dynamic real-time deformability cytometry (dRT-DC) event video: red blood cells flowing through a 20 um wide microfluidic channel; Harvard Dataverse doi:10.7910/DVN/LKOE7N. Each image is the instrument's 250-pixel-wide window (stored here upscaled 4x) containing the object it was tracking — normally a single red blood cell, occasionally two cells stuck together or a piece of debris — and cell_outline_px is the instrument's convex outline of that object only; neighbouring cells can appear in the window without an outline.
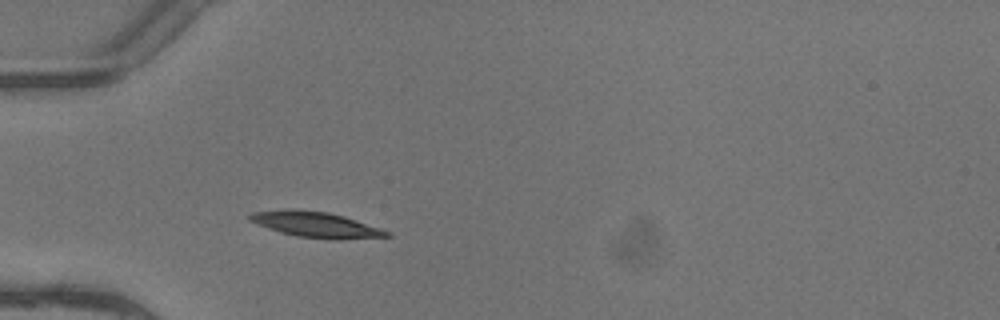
{"species": "common noctule bat (a hibernating species)", "species_latin": "Nyctalus noctula", "temperature_condition": "warm", "stored_images_in_passage": 3, "camera_frame_rate_fps": 3000, "um_per_image_px": 0.085, "animal": {"sex": "female"}, "frame": {"image": 1, "passage_image": 3, "time_ms": 0.667, "image_size_px": [1000, 320], "cell_outline_px": [[392, 236], [340, 240], [328, 240], [296, 236], [280, 232], [256, 224], [248, 220], [248, 216], [252, 212], [284, 208], [296, 208], [328, 212], [344, 216], [392, 232]], "centroid_in_image_um": [26.83, 19.09], "position_along_channel_um": 58.2, "area_um2": 20.92}}